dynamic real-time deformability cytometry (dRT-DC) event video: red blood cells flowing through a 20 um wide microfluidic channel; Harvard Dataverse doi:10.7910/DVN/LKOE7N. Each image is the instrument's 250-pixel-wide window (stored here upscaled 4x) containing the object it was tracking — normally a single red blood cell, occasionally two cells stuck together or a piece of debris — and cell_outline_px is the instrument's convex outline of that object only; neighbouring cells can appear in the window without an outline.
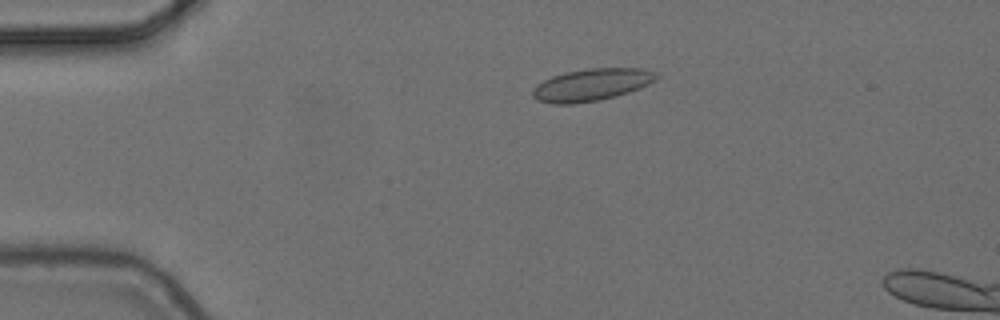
{"species": "common noctule bat (a hibernating species)", "species_latin": "Nyctalus noctula", "temperature_condition": "cold", "stored_images_in_passage": 3, "camera_frame_rate_fps": 3000, "um_per_image_px": 0.085, "animal": {"sex": "female", "body_mass_g": 24.6, "forearm_length_mm": 56.2}, "frame": {"image": 1, "passage_image": 1, "time_ms": 0.0, "image_size_px": [1000, 320], "cell_outline_px": [[660, 76], [656, 80], [648, 84], [628, 92], [600, 100], [572, 104], [552, 104], [536, 100], [532, 96], [532, 92], [536, 84], [552, 76], [564, 72], [588, 68], [644, 68], [656, 72]], "centroid_in_image_um": [50.27, 7.2], "position_along_channel_um": 34.7, "area_um2": 23.35}}